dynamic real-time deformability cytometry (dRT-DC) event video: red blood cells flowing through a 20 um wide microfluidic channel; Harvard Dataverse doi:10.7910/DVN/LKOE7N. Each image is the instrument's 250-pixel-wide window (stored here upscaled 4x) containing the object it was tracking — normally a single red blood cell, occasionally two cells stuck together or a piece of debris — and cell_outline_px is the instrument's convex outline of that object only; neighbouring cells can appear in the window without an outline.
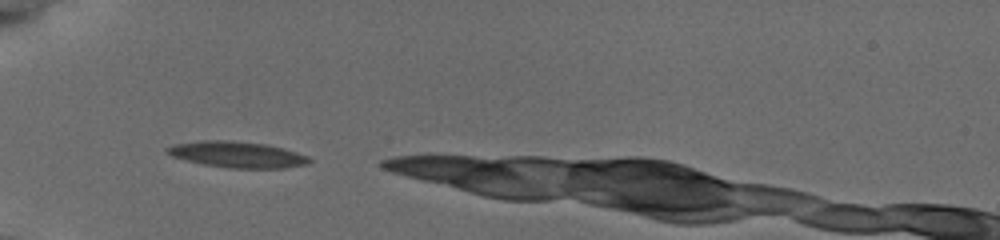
{"species": "common noctule bat (a hibernating species)", "species_latin": "Nyctalus noctula", "temperature_condition": "cold", "stored_images_in_passage": 9, "camera_frame_rate_fps": 3000, "um_per_image_px": 0.085, "animal": {"sex": "female", "body_mass_g": 19.5, "forearm_length_mm": 54.1}, "frame": {"image": 1, "passage_image": 2, "time_ms": 0.333, "image_size_px": [1000, 240], "cell_outline_px": [[312, 160], [308, 164], [284, 168], [228, 168], [204, 164], [172, 156], [164, 152], [164, 148], [172, 144], [200, 140], [228, 140], [268, 144], [296, 152], [308, 156]], "centroid_in_image_um": [20.14, 13.12], "position_along_channel_um": 64.9, "area_um2": 21.73}}
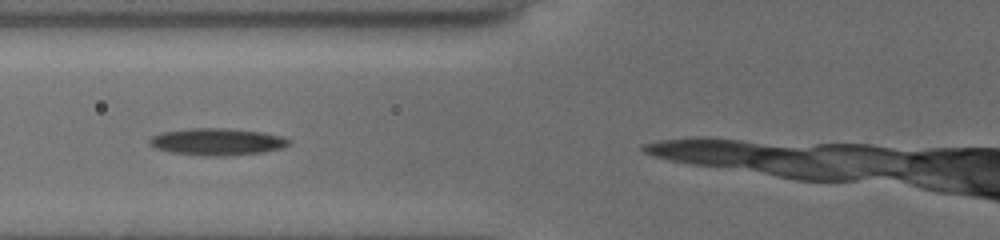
{"frame": {"image": 2, "passage_image": 6, "time_ms": 1.667, "image_size_px": [1000, 240], "cell_outline_px": [[292, 140], [284, 148], [264, 152], [224, 156], [204, 156], [172, 152], [156, 148], [148, 144], [148, 140], [152, 136], [164, 132], [188, 128], [224, 128], [260, 132], [280, 136]], "centroid_in_image_um": [18.45, 12.05], "position_along_channel_um": 107.3, "area_um2": 21.85}}